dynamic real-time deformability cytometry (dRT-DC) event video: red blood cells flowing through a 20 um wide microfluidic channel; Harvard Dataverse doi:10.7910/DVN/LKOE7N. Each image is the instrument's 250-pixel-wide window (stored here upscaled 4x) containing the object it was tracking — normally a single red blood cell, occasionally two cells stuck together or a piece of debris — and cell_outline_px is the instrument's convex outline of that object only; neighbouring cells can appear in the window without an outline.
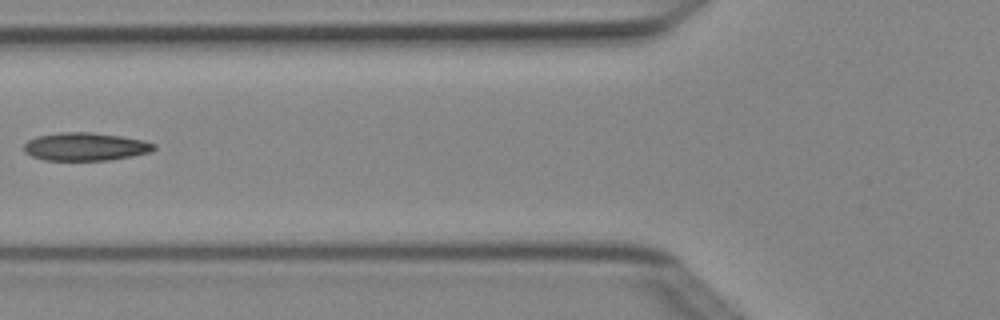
{"species": "Egyptian fruit bat (a non-hibernating species)", "species_latin": "Rousettus aegyptiacus", "temperature_condition": "cold", "stored_images_in_passage": 6, "camera_frame_rate_fps": 3000, "um_per_image_px": 0.085, "animal": {"sex": "female"}, "frame": {"image": 1, "passage_image": 6, "time_ms": 1.667, "image_size_px": [1000, 320], "cell_outline_px": [[156, 148], [152, 152], [132, 156], [108, 160], [44, 160], [32, 156], [24, 152], [24, 144], [28, 140], [36, 136], [60, 132], [92, 132], [120, 136], [144, 140], [156, 144]], "centroid_in_image_um": [7.27, 12.46], "position_along_channel_um": 118.5, "area_um2": 21.39}}